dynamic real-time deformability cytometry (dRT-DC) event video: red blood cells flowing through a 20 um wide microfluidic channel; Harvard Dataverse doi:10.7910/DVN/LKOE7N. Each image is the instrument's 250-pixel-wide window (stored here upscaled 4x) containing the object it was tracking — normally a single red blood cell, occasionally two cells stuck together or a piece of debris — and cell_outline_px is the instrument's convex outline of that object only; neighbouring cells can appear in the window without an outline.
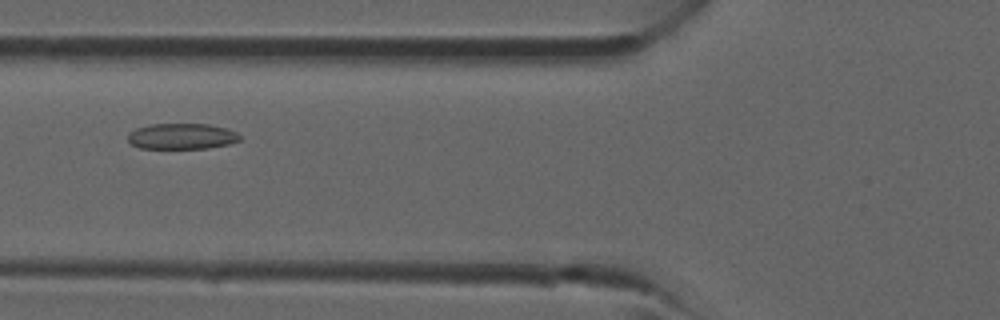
{"species": "common noctule bat (a hibernating species)", "species_latin": "Nyctalus noctula", "temperature_condition": "room temperature", "stored_images_in_passage": 19, "camera_frame_rate_fps": 3000, "um_per_image_px": 0.085, "animal": {"sex": "male", "forearm_length_mm": 52.5}, "frame": {"image": 1, "passage_image": 3, "time_ms": 0.667, "image_size_px": [1000, 320], "cell_outline_px": [[240, 140], [228, 144], [208, 148], [140, 148], [132, 144], [128, 140], [128, 132], [136, 128], [152, 124], [208, 124], [228, 128], [236, 132], [240, 136]], "centroid_in_image_um": [15.45, 11.58], "position_along_channel_um": 110.3, "area_um2": 16.82}}
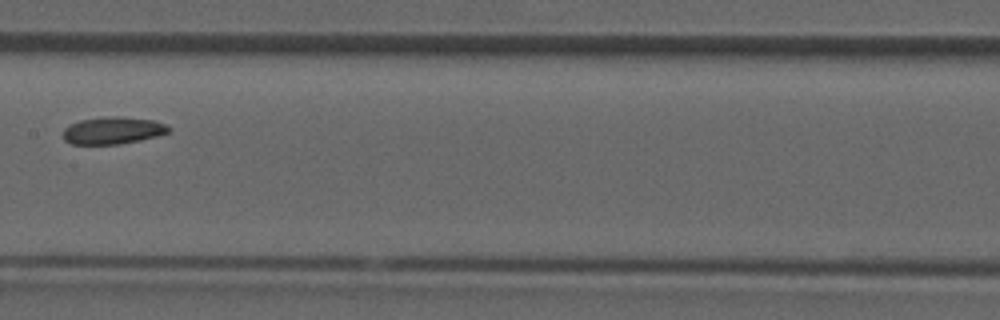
{"frame": {"image": 2, "passage_image": 8, "time_ms": 2.333, "image_size_px": [1000, 320], "cell_outline_px": [[172, 128], [168, 132], [156, 136], [140, 140], [116, 144], [72, 144], [64, 140], [64, 128], [80, 120], [108, 116], [124, 116], [152, 120], [164, 124]], "centroid_in_image_um": [9.6, 11.08], "position_along_channel_um": 197.8, "area_um2": 16.59}}
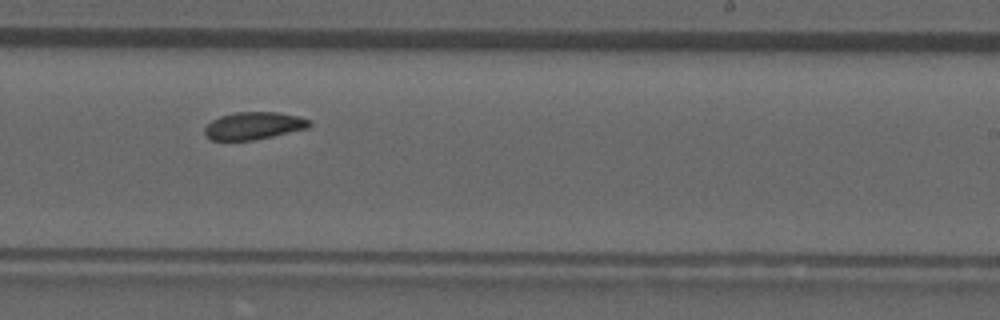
{"frame": {"image": 3, "passage_image": 12, "time_ms": 3.667, "image_size_px": [1000, 320], "cell_outline_px": [[312, 124], [308, 128], [272, 136], [252, 140], [212, 140], [204, 132], [204, 128], [212, 120], [220, 116], [236, 112], [276, 112], [300, 116], [308, 120]], "centroid_in_image_um": [21.57, 10.68], "position_along_channel_um": 267.4, "area_um2": 16.59}}